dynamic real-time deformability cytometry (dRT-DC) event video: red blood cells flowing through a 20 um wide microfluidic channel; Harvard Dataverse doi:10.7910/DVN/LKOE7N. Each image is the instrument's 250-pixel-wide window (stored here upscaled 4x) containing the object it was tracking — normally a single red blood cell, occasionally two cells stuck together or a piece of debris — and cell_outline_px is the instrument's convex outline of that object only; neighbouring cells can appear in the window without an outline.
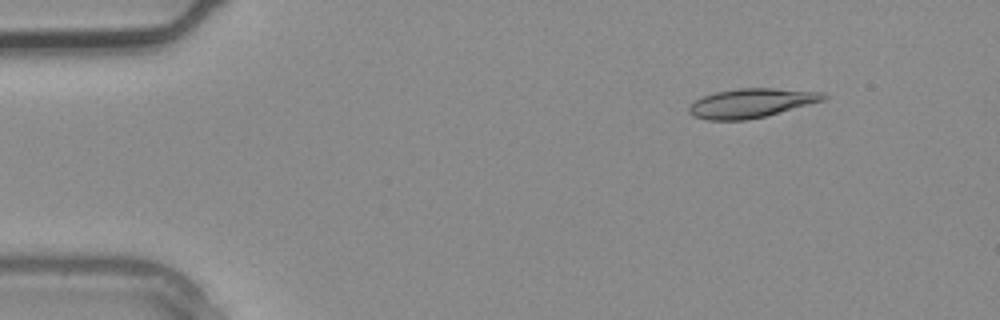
{"species": "common noctule bat (a hibernating species)", "species_latin": "Nyctalus noctula", "temperature_condition": "warm", "stored_images_in_passage": 4, "segment_of_instrument_passage": [2, 2], "camera_frame_rate_fps": 3000, "um_per_image_px": 0.085, "animal": {"sex": "male", "body_mass_g": 20.4}, "frame": {"image": 1, "passage_image": 4, "time_ms": 1.0, "image_size_px": [1000, 320], "cell_outline_px": [[828, 96], [824, 100], [764, 116], [748, 120], [708, 120], [692, 116], [688, 112], [688, 108], [696, 100], [704, 96], [716, 92], [740, 88], [772, 88], [824, 92]], "centroid_in_image_um": [63.84, 8.76], "position_along_channel_um": 21.2, "area_um2": 22.6}}